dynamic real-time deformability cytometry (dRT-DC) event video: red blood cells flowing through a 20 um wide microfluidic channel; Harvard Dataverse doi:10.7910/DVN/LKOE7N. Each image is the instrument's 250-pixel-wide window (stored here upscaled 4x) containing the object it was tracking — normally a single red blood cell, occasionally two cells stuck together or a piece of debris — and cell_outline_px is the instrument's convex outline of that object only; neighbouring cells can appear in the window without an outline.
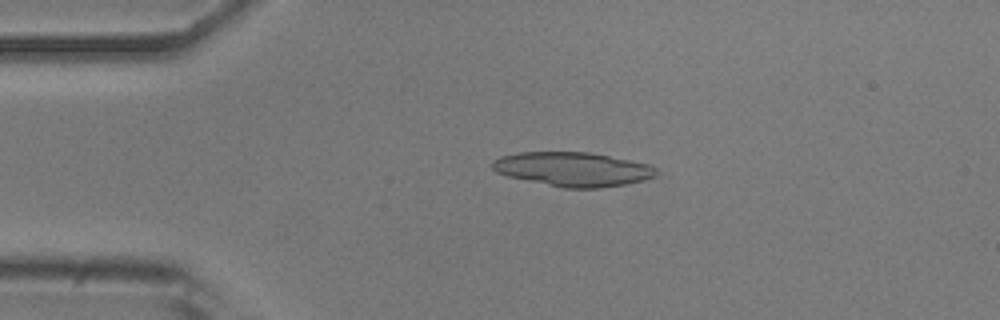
{"species": "common noctule bat (a hibernating species)", "species_latin": "Nyctalus noctula", "temperature_condition": "room temperature", "stored_images_in_passage": 51, "camera_frame_rate_fps": 3000, "um_per_image_px": 0.085, "animal": {"sex": "male", "body_mass_g": 20.5, "forearm_length_mm": 52.5}, "frame": {"image": 1, "passage_image": 10, "time_ms": 3.0, "image_size_px": [1000, 320], "cell_outline_px": [[656, 176], [644, 180], [624, 184], [600, 188], [564, 188], [508, 176], [496, 172], [492, 168], [492, 160], [500, 156], [516, 152], [588, 152], [648, 164], [656, 168]], "centroid_in_image_um": [48.66, 14.38], "position_along_channel_um": 36.3, "area_um2": 32.43}}